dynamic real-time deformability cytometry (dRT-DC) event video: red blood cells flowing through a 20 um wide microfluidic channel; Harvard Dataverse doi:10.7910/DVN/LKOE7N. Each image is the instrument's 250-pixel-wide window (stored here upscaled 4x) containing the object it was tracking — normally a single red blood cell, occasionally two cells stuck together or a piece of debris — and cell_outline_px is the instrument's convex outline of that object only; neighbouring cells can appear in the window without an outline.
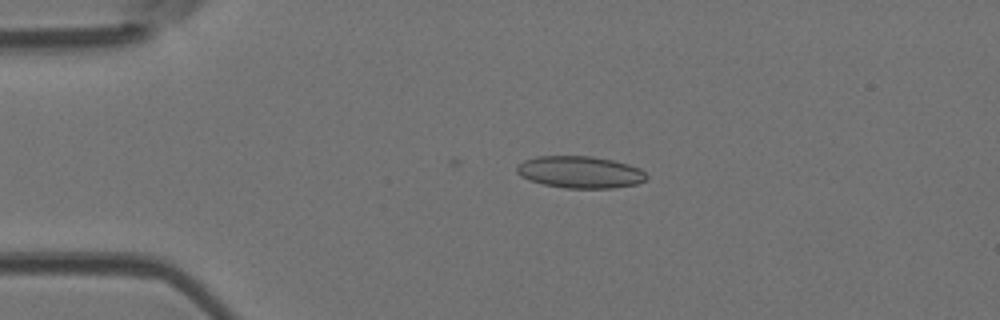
{"species": "Egyptian fruit bat (a non-hibernating species)", "species_latin": "Rousettus aegyptiacus", "temperature_condition": "room temperature", "stored_images_in_passage": 5, "camera_frame_rate_fps": 3000, "um_per_image_px": 0.085, "animal": {"sex": "female"}, "frame": {"image": 1, "passage_image": 4, "time_ms": 1.0, "image_size_px": [1000, 320], "cell_outline_px": [[648, 176], [644, 180], [636, 184], [612, 188], [564, 188], [544, 184], [528, 180], [520, 176], [516, 172], [516, 164], [524, 160], [536, 156], [588, 156], [612, 160], [628, 164], [640, 168]], "centroid_in_image_um": [49.26, 14.63], "position_along_channel_um": 35.7, "area_um2": 24.22}}